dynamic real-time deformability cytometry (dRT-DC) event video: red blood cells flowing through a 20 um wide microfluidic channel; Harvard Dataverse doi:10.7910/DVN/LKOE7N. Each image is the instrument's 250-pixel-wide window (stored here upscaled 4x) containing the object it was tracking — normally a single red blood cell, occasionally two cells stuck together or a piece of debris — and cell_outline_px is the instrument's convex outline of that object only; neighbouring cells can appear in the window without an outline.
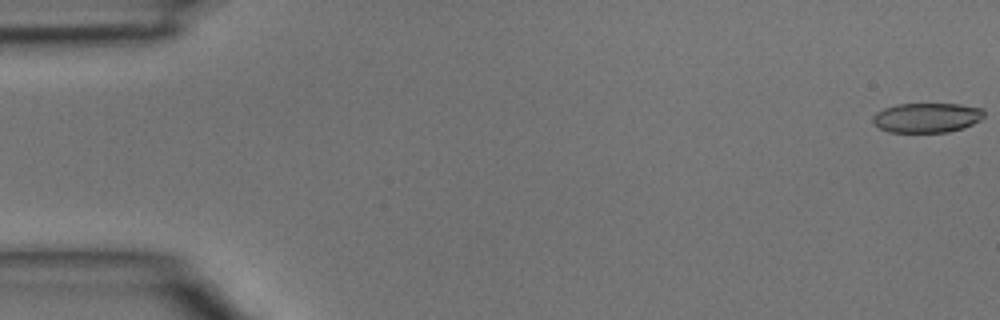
{"species": "common noctule bat (a hibernating species)", "species_latin": "Nyctalus noctula", "temperature_condition": "room temperature", "stored_images_in_passage": 4, "camera_frame_rate_fps": 3000, "um_per_image_px": 0.085, "animal": {"sex": "male", "body_mass_g": 15.6}, "frame": {"image": 1, "passage_image": 1, "time_ms": 0.0, "image_size_px": [1000, 320], "cell_outline_px": [[984, 116], [980, 120], [964, 128], [948, 132], [888, 132], [880, 128], [872, 120], [872, 116], [876, 112], [884, 108], [896, 104], [960, 104], [980, 108], [984, 112]], "centroid_in_image_um": [78.77, 10.0], "position_along_channel_um": 6.2, "area_um2": 19.25}}
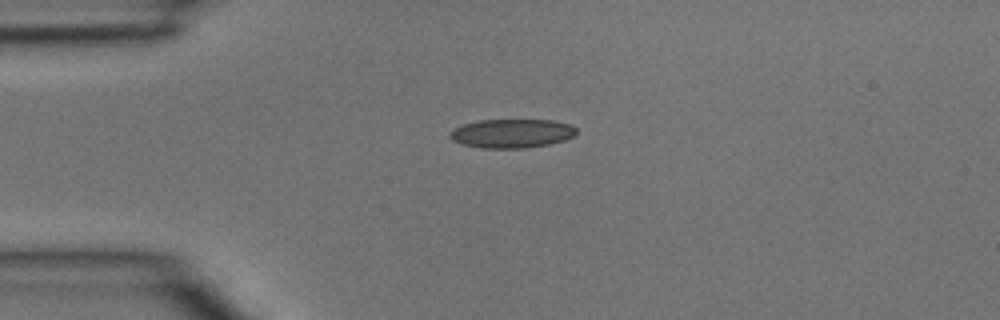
{"frame": {"image": 2, "passage_image": 4, "time_ms": 1.0, "image_size_px": [1000, 320], "cell_outline_px": [[576, 132], [572, 136], [564, 140], [548, 144], [524, 148], [480, 148], [464, 144], [452, 140], [448, 136], [448, 132], [464, 124], [480, 120], [552, 120], [572, 124], [576, 128]], "centroid_in_image_um": [43.5, 11.34], "position_along_channel_um": 41.5, "area_um2": 21.21}}